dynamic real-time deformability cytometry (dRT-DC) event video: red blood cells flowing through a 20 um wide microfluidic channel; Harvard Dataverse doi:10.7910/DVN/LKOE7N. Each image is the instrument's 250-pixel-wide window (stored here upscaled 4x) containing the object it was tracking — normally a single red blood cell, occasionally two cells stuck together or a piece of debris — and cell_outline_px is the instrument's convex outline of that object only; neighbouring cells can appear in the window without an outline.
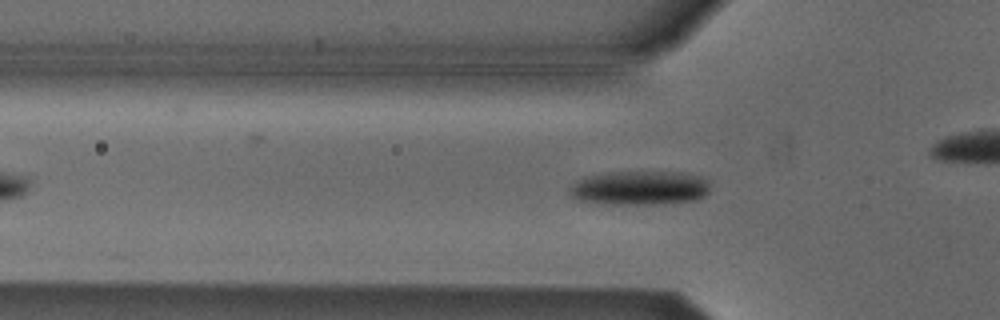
{"species": "Egyptian fruit bat (a non-hibernating species)", "species_latin": "Rousettus aegyptiacus", "temperature_condition": "cold", "stored_images_in_passage": 49, "camera_frame_rate_fps": 3000, "um_per_image_px": 0.085, "animal": {"sex": "male"}, "frame": {"image": 1, "passage_image": 12, "time_ms": 3.667, "image_size_px": [1000, 320], "cell_outline_px": [[708, 192], [704, 196], [696, 200], [672, 204], [600, 204], [580, 200], [572, 196], [568, 192], [568, 188], [572, 184], [588, 176], [608, 172], [680, 172], [700, 176], [708, 180]], "centroid_in_image_um": [54.39, 15.99], "position_along_channel_um": 71.4, "area_um2": 28.21}}
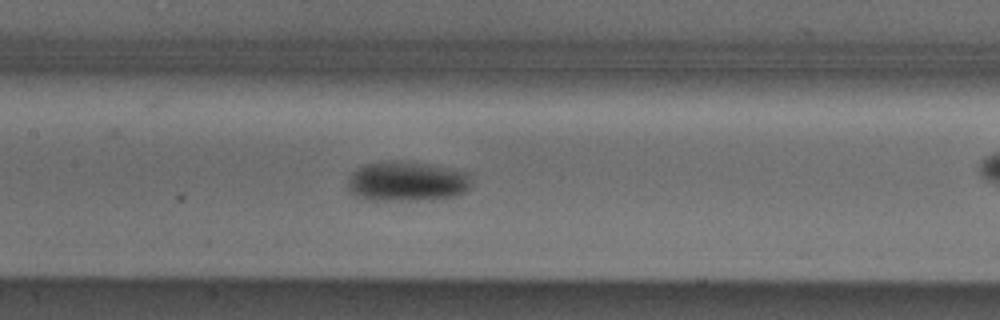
{"frame": {"image": 2, "passage_image": 20, "time_ms": 6.333, "image_size_px": [1000, 320], "cell_outline_px": [[468, 188], [464, 192], [456, 196], [416, 200], [364, 200], [348, 192], [348, 176], [356, 168], [364, 164], [392, 160], [408, 160], [464, 172], [468, 176]], "centroid_in_image_um": [34.46, 15.41], "position_along_channel_um": 172.9, "area_um2": 28.73}}
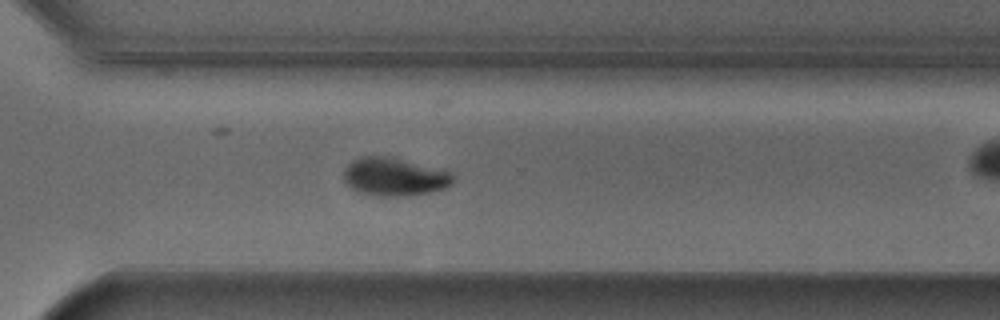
{"frame": {"image": 3, "passage_image": 33, "time_ms": 10.667, "image_size_px": [1000, 320], "cell_outline_px": [[452, 184], [448, 188], [432, 192], [408, 196], [380, 196], [360, 192], [352, 188], [344, 180], [344, 168], [352, 160], [360, 156], [392, 156], [452, 172]], "centroid_in_image_um": [33.54, 15.02], "position_along_channel_um": 337.1, "area_um2": 24.51}, "authors_computed_cell_mechanics": {"area_um2": 25.143, "velocity_mm_per_s": 3.791, "shape_relaxation_time_tau1_ms": 4.3474, "shape_relaxation_time_tau2_ms": 2.1757, "deformation_change_tau1": 0.1315, "deformation_change_tau2": 0.0386}}